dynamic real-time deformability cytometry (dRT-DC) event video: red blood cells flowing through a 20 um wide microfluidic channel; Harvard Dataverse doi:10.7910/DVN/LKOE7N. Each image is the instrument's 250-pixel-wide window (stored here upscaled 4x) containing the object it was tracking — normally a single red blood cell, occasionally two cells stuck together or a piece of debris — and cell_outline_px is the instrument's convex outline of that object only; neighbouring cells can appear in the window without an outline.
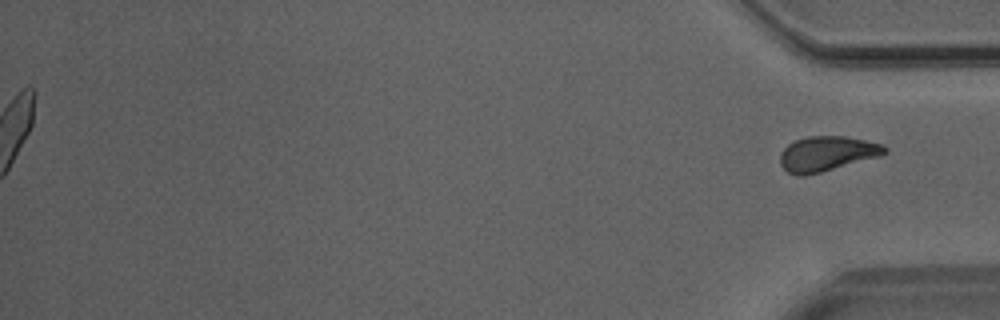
{"species": "Egyptian fruit bat (a non-hibernating species)", "species_latin": "Rousettus aegyptiacus", "temperature_condition": "room temperature", "stored_images_in_passage": 43, "segment_of_instrument_passage": [2, 2], "camera_frame_rate_fps": 3000, "um_per_image_px": 0.085, "animal": {"sex": "male"}, "frame": {"image": 1, "passage_image": 43, "time_ms": 14.0, "image_size_px": [1000, 320], "cell_outline_px": [[888, 152], [880, 156], [820, 172], [804, 176], [796, 176], [788, 172], [780, 164], [780, 152], [788, 144], [796, 140], [808, 136], [844, 136], [884, 144], [888, 148]], "centroid_in_image_um": [70.29, 13.06], "position_along_channel_um": 364.9, "area_um2": 21.27}}